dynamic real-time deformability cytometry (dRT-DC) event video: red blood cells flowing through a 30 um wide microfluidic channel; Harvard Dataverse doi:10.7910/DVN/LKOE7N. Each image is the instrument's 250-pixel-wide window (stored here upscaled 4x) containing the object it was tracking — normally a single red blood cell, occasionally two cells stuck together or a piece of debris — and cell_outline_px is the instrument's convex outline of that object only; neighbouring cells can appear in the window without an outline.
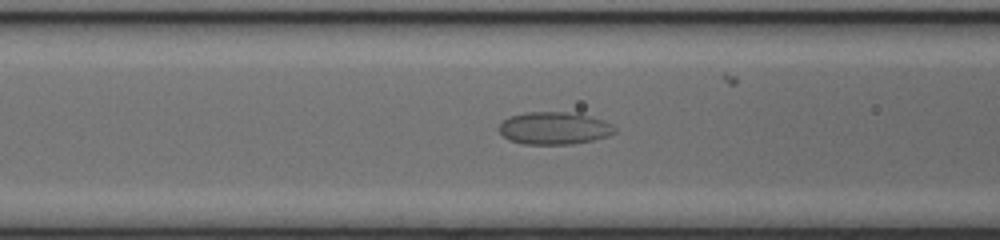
{"species": "common noctule bat (a hibernating species)", "species_latin": "Nyctalus noctula", "temperature_condition": "cold", "stored_images_in_passage": 41, "camera_frame_rate_fps": 3000, "um_per_image_px": 0.085, "animal": {"sex": "female", "body_mass_g": 17.0, "forearm_length_mm": 48.0}, "frame": {"image": 1, "passage_image": 11, "time_ms": 3.333, "image_size_px": [1000, 240], "cell_outline_px": [[616, 132], [608, 136], [592, 140], [572, 144], [524, 144], [508, 140], [496, 128], [508, 116], [528, 112], [564, 112], [588, 116], [612, 124], [616, 128]], "centroid_in_image_um": [47.06, 10.9], "position_along_channel_um": 119.5, "area_um2": 21.79}}
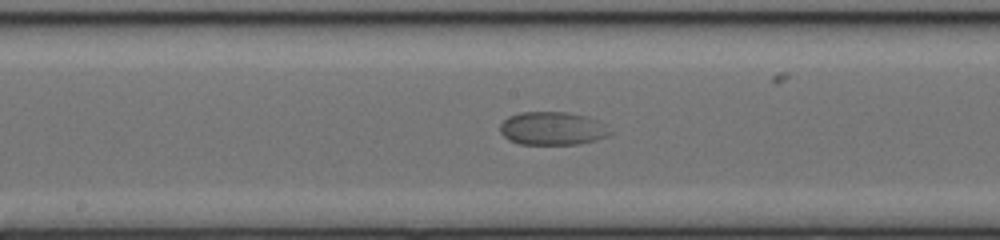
{"frame": {"image": 2, "passage_image": 17, "time_ms": 5.333, "image_size_px": [1000, 240], "cell_outline_px": [[612, 132], [608, 136], [596, 140], [576, 144], [520, 144], [508, 140], [500, 132], [500, 124], [508, 116], [520, 112], [564, 112], [584, 116], [596, 120]], "centroid_in_image_um": [46.9, 10.92], "position_along_channel_um": 201.3, "area_um2": 21.1}}
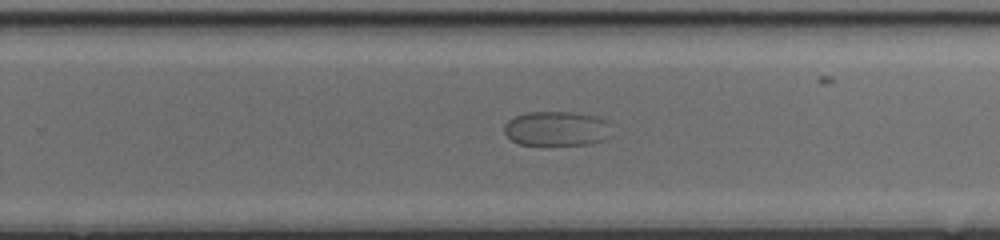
{"frame": {"image": 3, "passage_image": 23, "time_ms": 7.333, "image_size_px": [1000, 240], "cell_outline_px": [[604, 140], [588, 144], [544, 148], [520, 144], [512, 140], [504, 132], [504, 124], [508, 120], [516, 116], [528, 112], [572, 112], [596, 116], [604, 120]], "centroid_in_image_um": [47.16, 10.98], "position_along_channel_um": 282.6, "area_um2": 21.79}}